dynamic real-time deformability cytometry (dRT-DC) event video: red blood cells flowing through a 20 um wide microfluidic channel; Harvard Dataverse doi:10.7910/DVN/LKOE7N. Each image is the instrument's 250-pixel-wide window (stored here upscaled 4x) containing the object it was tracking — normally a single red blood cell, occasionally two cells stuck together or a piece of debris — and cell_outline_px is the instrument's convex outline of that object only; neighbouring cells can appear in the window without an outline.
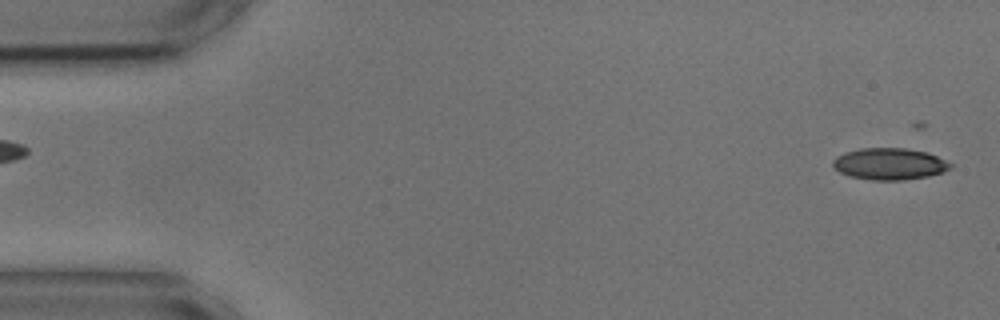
{"species": "common noctule bat (a hibernating species)", "species_latin": "Nyctalus noctula", "temperature_condition": "cold", "stored_images_in_passage": 2, "segment_of_instrument_passage": [2, 2], "camera_frame_rate_fps": 3000, "um_per_image_px": 0.085, "animal": {"sex": "male", "body_mass_g": 17.9, "forearm_length_mm": 54.2}, "frame": {"image": 1, "passage_image": 2, "time_ms": 1.0, "image_size_px": [1000, 320], "cell_outline_px": [[952, 168], [944, 172], [928, 176], [904, 180], [872, 180], [848, 176], [840, 172], [832, 164], [832, 160], [836, 156], [844, 152], [860, 148], [908, 148], [928, 152], [952, 164]], "centroid_in_image_um": [75.6, 13.93], "position_along_channel_um": 9.4, "area_um2": 21.85}}